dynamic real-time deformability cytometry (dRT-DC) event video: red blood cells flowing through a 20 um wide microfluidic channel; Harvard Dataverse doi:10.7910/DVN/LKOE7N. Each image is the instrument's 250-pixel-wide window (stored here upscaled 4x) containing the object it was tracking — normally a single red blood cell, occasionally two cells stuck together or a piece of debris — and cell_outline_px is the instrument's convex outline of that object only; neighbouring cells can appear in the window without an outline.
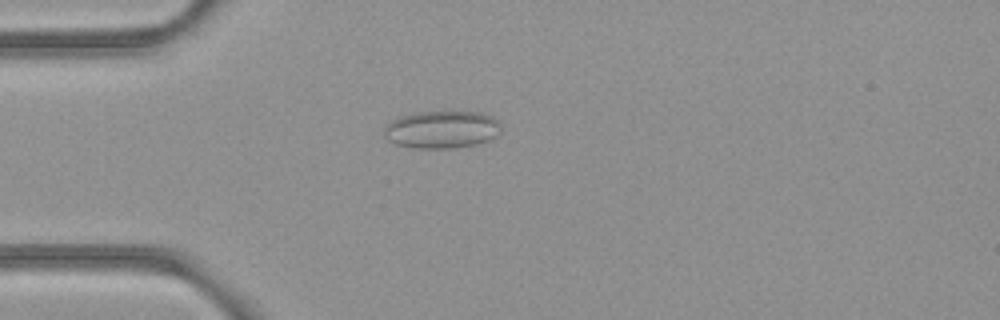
{"species": "common noctule bat (a hibernating species)", "species_latin": "Nyctalus noctula", "temperature_condition": "room temperature", "stored_images_in_passage": 53, "camera_frame_rate_fps": 3000, "um_per_image_px": 0.085, "animal": {"sex": "female", "body_mass_g": 21.9}, "frame": {"image": 1, "passage_image": 15, "time_ms": 4.667, "image_size_px": [1000, 320], "cell_outline_px": [[500, 132], [488, 140], [476, 144], [456, 148], [416, 148], [396, 144], [388, 140], [384, 136], [384, 128], [392, 120], [416, 112], [480, 112], [492, 116], [500, 120]], "centroid_in_image_um": [37.57, 11.01], "position_along_channel_um": 47.4, "area_um2": 25.49}}
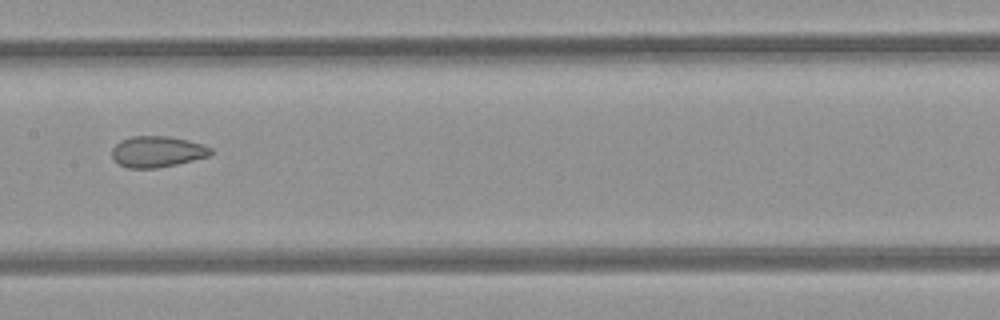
{"frame": {"image": 2, "passage_image": 27, "time_ms": 8.667, "image_size_px": [1000, 320], "cell_outline_px": [[212, 152], [208, 156], [176, 164], [156, 168], [128, 168], [112, 160], [112, 148], [120, 140], [132, 136], [168, 136], [188, 140], [204, 144], [212, 148]], "centroid_in_image_um": [13.34, 12.88], "position_along_channel_um": 194.1, "area_um2": 17.92}}
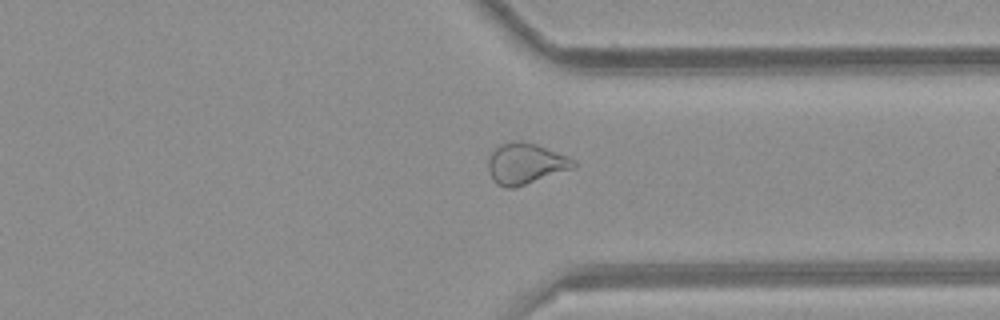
{"frame": {"image": 3, "passage_image": 40, "time_ms": 13.0, "image_size_px": [1000, 320], "cell_outline_px": [[576, 164], [572, 168], [512, 188], [508, 188], [496, 184], [488, 172], [488, 160], [492, 152], [500, 144], [520, 140], [536, 144], [568, 156], [576, 160]], "centroid_in_image_um": [44.64, 13.89], "position_along_channel_um": 366.8, "area_um2": 20.0}, "authors_computed_cell_mechanics": {"area_um2": 22.0796, "velocity_mm_per_s": 4.008, "shape_relaxation_time_tau1_ms": null, "shape_relaxation_time_tau2_ms": 1.9394, "deformation_change_tau1": null, "deformation_change_tau2": 0.0824}}